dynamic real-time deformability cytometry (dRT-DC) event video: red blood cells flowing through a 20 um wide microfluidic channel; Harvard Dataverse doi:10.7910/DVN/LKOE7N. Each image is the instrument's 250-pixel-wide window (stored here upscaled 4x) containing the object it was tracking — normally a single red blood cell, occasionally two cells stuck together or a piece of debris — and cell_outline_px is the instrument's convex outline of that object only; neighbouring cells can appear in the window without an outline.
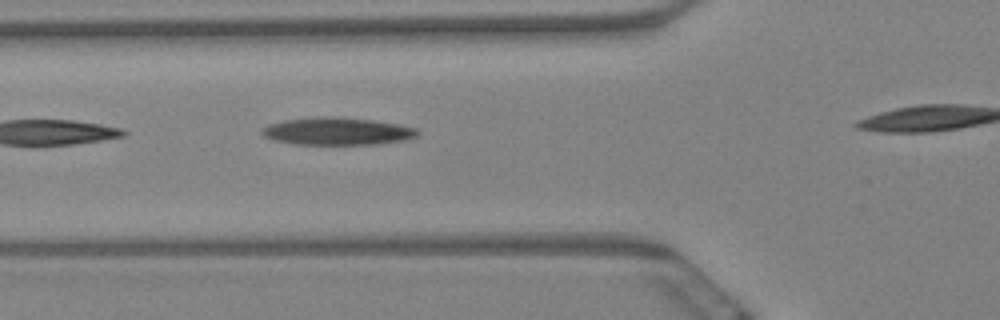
{"species": "Egyptian fruit bat (a non-hibernating species)", "species_latin": "Rousettus aegyptiacus", "temperature_condition": "warm", "stored_images_in_passage": 4, "segment_of_instrument_passage": [1, 2], "camera_frame_rate_fps": 3000, "um_per_image_px": 0.085, "animal": {"sex": "female"}, "frame": {"image": 1, "passage_image": 3, "time_ms": 0.667, "image_size_px": [1000, 320], "cell_outline_px": [[420, 132], [416, 136], [404, 140], [376, 144], [296, 144], [272, 140], [264, 136], [260, 132], [260, 128], [268, 124], [284, 120], [316, 116], [336, 116], [372, 120], [400, 124], [416, 128]], "centroid_in_image_um": [28.62, 11.14], "position_along_channel_um": 97.2, "area_um2": 25.14}}